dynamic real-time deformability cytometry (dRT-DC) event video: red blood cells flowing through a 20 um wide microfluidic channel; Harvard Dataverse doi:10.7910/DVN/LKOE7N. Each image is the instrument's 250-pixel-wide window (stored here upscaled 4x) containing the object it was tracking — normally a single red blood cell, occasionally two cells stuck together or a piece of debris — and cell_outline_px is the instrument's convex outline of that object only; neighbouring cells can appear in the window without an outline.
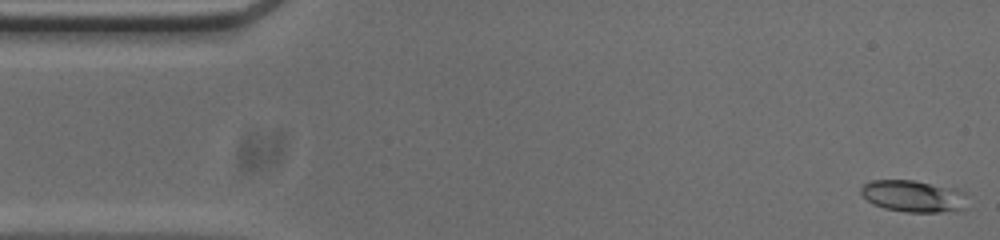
{"species": "common noctule bat (a hibernating species)", "species_latin": "Nyctalus noctula", "temperature_condition": "cold", "stored_images_in_passage": 47, "camera_frame_rate_fps": 3000, "um_per_image_px": 0.085, "animal": {"sex": "male", "body_mass_g": 20.0, "forearm_length_mm": 53.3}, "frame": {"image": 1, "passage_image": 1, "time_ms": 0.0, "image_size_px": [1000, 240], "cell_outline_px": [[968, 208], [960, 212], [904, 212], [884, 208], [872, 204], [860, 192], [860, 188], [864, 184], [872, 180], [912, 180], [956, 188], [964, 192]], "centroid_in_image_um": [77.7, 16.69], "position_along_channel_um": 7.3, "area_um2": 20.11}}
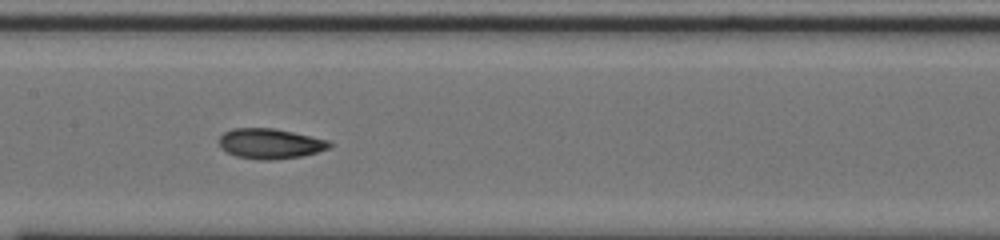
{"frame": {"image": 2, "passage_image": 24, "time_ms": 7.667, "image_size_px": [1000, 240], "cell_outline_px": [[332, 144], [328, 148], [316, 152], [300, 156], [268, 160], [260, 160], [236, 156], [220, 148], [220, 136], [224, 132], [232, 128], [272, 128], [312, 136], [328, 140]], "centroid_in_image_um": [22.93, 12.2], "position_along_channel_um": 184.5, "area_um2": 19.19}}
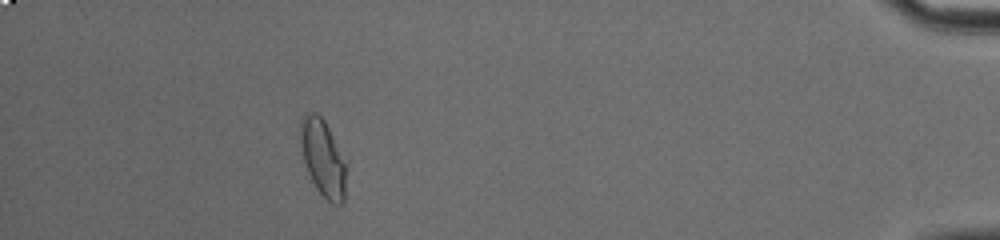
{"frame": {"image": 3, "passage_image": 47, "time_ms": 15.333, "image_size_px": [1000, 240], "cell_outline_px": [[344, 200], [340, 204], [332, 204], [316, 188], [308, 172], [304, 160], [300, 140], [300, 124], [304, 112], [316, 112], [324, 120], [332, 136], [344, 164]], "centroid_in_image_um": [27.39, 13.4], "position_along_channel_um": 407.8, "area_um2": 19.59}, "authors_computed_cell_mechanics": {"area_um2": 19.1896, "velocity_mm_per_s": 3.7842, "shape_relaxation_time_tau1_ms": 7.4556, "shape_relaxation_time_tau2_ms": 2.8311, "deformation_change_tau1": 0.1644, "deformation_change_tau2": 0.0888}}